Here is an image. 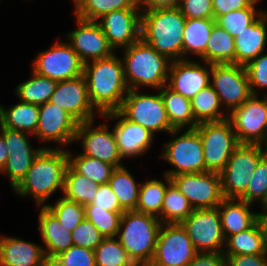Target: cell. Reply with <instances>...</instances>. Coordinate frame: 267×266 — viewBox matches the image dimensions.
Listing matches in <instances>:
<instances>
[{
  "label": "cell",
  "mask_w": 267,
  "mask_h": 266,
  "mask_svg": "<svg viewBox=\"0 0 267 266\" xmlns=\"http://www.w3.org/2000/svg\"><path fill=\"white\" fill-rule=\"evenodd\" d=\"M83 75L90 102L100 114L121 108L129 89L123 62L117 53L84 64Z\"/></svg>",
  "instance_id": "6da1fadb"
},
{
  "label": "cell",
  "mask_w": 267,
  "mask_h": 266,
  "mask_svg": "<svg viewBox=\"0 0 267 266\" xmlns=\"http://www.w3.org/2000/svg\"><path fill=\"white\" fill-rule=\"evenodd\" d=\"M68 166L66 149L43 148L34 159L25 178L13 190L21 198L32 197L35 205L46 206L55 192L64 190ZM47 202V203H46Z\"/></svg>",
  "instance_id": "7a4b0ae2"
},
{
  "label": "cell",
  "mask_w": 267,
  "mask_h": 266,
  "mask_svg": "<svg viewBox=\"0 0 267 266\" xmlns=\"http://www.w3.org/2000/svg\"><path fill=\"white\" fill-rule=\"evenodd\" d=\"M122 54L124 75L129 90L145 87L154 91L167 85L173 61L161 55L142 38L121 49Z\"/></svg>",
  "instance_id": "3957f363"
},
{
  "label": "cell",
  "mask_w": 267,
  "mask_h": 266,
  "mask_svg": "<svg viewBox=\"0 0 267 266\" xmlns=\"http://www.w3.org/2000/svg\"><path fill=\"white\" fill-rule=\"evenodd\" d=\"M141 11V38L170 60H182L186 18L180 9L174 7Z\"/></svg>",
  "instance_id": "277c9868"
},
{
  "label": "cell",
  "mask_w": 267,
  "mask_h": 266,
  "mask_svg": "<svg viewBox=\"0 0 267 266\" xmlns=\"http://www.w3.org/2000/svg\"><path fill=\"white\" fill-rule=\"evenodd\" d=\"M161 222L158 217L125 211L116 238L137 266H148L154 256Z\"/></svg>",
  "instance_id": "5b68a950"
},
{
  "label": "cell",
  "mask_w": 267,
  "mask_h": 266,
  "mask_svg": "<svg viewBox=\"0 0 267 266\" xmlns=\"http://www.w3.org/2000/svg\"><path fill=\"white\" fill-rule=\"evenodd\" d=\"M168 136L171 139L164 142L160 157L172 169H167L163 174L171 178L179 174L205 172L201 138L195 129H185V132L184 129L172 130Z\"/></svg>",
  "instance_id": "8992f818"
},
{
  "label": "cell",
  "mask_w": 267,
  "mask_h": 266,
  "mask_svg": "<svg viewBox=\"0 0 267 266\" xmlns=\"http://www.w3.org/2000/svg\"><path fill=\"white\" fill-rule=\"evenodd\" d=\"M267 151L259 144L240 143L220 172L224 198L240 199L247 190L253 171Z\"/></svg>",
  "instance_id": "52a82bcc"
},
{
  "label": "cell",
  "mask_w": 267,
  "mask_h": 266,
  "mask_svg": "<svg viewBox=\"0 0 267 266\" xmlns=\"http://www.w3.org/2000/svg\"><path fill=\"white\" fill-rule=\"evenodd\" d=\"M155 92L149 94L141 89L128 90L119 111L154 135L160 132L169 134L174 129L169 122L160 91Z\"/></svg>",
  "instance_id": "ba28073f"
},
{
  "label": "cell",
  "mask_w": 267,
  "mask_h": 266,
  "mask_svg": "<svg viewBox=\"0 0 267 266\" xmlns=\"http://www.w3.org/2000/svg\"><path fill=\"white\" fill-rule=\"evenodd\" d=\"M195 130L201 138L205 171L220 173L240 144L231 122L228 119L202 122L195 127Z\"/></svg>",
  "instance_id": "9c48e42d"
},
{
  "label": "cell",
  "mask_w": 267,
  "mask_h": 266,
  "mask_svg": "<svg viewBox=\"0 0 267 266\" xmlns=\"http://www.w3.org/2000/svg\"><path fill=\"white\" fill-rule=\"evenodd\" d=\"M49 49L39 51L31 62V69L37 74L54 81H64L83 75V66L71 45L59 36Z\"/></svg>",
  "instance_id": "30bf717a"
},
{
  "label": "cell",
  "mask_w": 267,
  "mask_h": 266,
  "mask_svg": "<svg viewBox=\"0 0 267 266\" xmlns=\"http://www.w3.org/2000/svg\"><path fill=\"white\" fill-rule=\"evenodd\" d=\"M210 85L228 114L252 95L246 68L238 64H212Z\"/></svg>",
  "instance_id": "8fae6325"
},
{
  "label": "cell",
  "mask_w": 267,
  "mask_h": 266,
  "mask_svg": "<svg viewBox=\"0 0 267 266\" xmlns=\"http://www.w3.org/2000/svg\"><path fill=\"white\" fill-rule=\"evenodd\" d=\"M197 252L223 253L224 237L218 207L194 209L181 223Z\"/></svg>",
  "instance_id": "7c38bea8"
},
{
  "label": "cell",
  "mask_w": 267,
  "mask_h": 266,
  "mask_svg": "<svg viewBox=\"0 0 267 266\" xmlns=\"http://www.w3.org/2000/svg\"><path fill=\"white\" fill-rule=\"evenodd\" d=\"M196 253L181 223L162 224L154 256L148 266H187Z\"/></svg>",
  "instance_id": "4fadbf2b"
},
{
  "label": "cell",
  "mask_w": 267,
  "mask_h": 266,
  "mask_svg": "<svg viewBox=\"0 0 267 266\" xmlns=\"http://www.w3.org/2000/svg\"><path fill=\"white\" fill-rule=\"evenodd\" d=\"M96 120L78 124L74 143H81L80 154L99 159L115 167L123 166L124 159L119 153L113 129L110 131V127L105 122L97 125Z\"/></svg>",
  "instance_id": "5bb4252c"
},
{
  "label": "cell",
  "mask_w": 267,
  "mask_h": 266,
  "mask_svg": "<svg viewBox=\"0 0 267 266\" xmlns=\"http://www.w3.org/2000/svg\"><path fill=\"white\" fill-rule=\"evenodd\" d=\"M193 209L216 208L225 199L221 176L217 172H195L171 177Z\"/></svg>",
  "instance_id": "9a60e30c"
},
{
  "label": "cell",
  "mask_w": 267,
  "mask_h": 266,
  "mask_svg": "<svg viewBox=\"0 0 267 266\" xmlns=\"http://www.w3.org/2000/svg\"><path fill=\"white\" fill-rule=\"evenodd\" d=\"M0 133L4 136L8 150V158L0 174L7 175L11 189L14 190L25 178L34 159L43 148H51L49 145L33 147L30 143V136L23 131H16L4 128L0 125Z\"/></svg>",
  "instance_id": "2e32d148"
},
{
  "label": "cell",
  "mask_w": 267,
  "mask_h": 266,
  "mask_svg": "<svg viewBox=\"0 0 267 266\" xmlns=\"http://www.w3.org/2000/svg\"><path fill=\"white\" fill-rule=\"evenodd\" d=\"M78 124L67 111L46 102L39 106V122L34 137L41 143H56L57 149H67L74 143Z\"/></svg>",
  "instance_id": "e0dca14e"
},
{
  "label": "cell",
  "mask_w": 267,
  "mask_h": 266,
  "mask_svg": "<svg viewBox=\"0 0 267 266\" xmlns=\"http://www.w3.org/2000/svg\"><path fill=\"white\" fill-rule=\"evenodd\" d=\"M267 118V96L251 95L241 106L228 114L239 143L258 144Z\"/></svg>",
  "instance_id": "ac0fdd59"
},
{
  "label": "cell",
  "mask_w": 267,
  "mask_h": 266,
  "mask_svg": "<svg viewBox=\"0 0 267 266\" xmlns=\"http://www.w3.org/2000/svg\"><path fill=\"white\" fill-rule=\"evenodd\" d=\"M75 22L76 29L69 31L66 38L83 64L108 58L115 53L96 21H87L75 16Z\"/></svg>",
  "instance_id": "d6986e66"
},
{
  "label": "cell",
  "mask_w": 267,
  "mask_h": 266,
  "mask_svg": "<svg viewBox=\"0 0 267 266\" xmlns=\"http://www.w3.org/2000/svg\"><path fill=\"white\" fill-rule=\"evenodd\" d=\"M49 102L67 111L78 123L101 117L90 102L84 75L57 82Z\"/></svg>",
  "instance_id": "ffe728a7"
},
{
  "label": "cell",
  "mask_w": 267,
  "mask_h": 266,
  "mask_svg": "<svg viewBox=\"0 0 267 266\" xmlns=\"http://www.w3.org/2000/svg\"><path fill=\"white\" fill-rule=\"evenodd\" d=\"M101 118L108 122L116 121L113 125V133L123 159L144 156L152 148L155 135L140 124L127 119L119 110L101 114Z\"/></svg>",
  "instance_id": "44dd1931"
},
{
  "label": "cell",
  "mask_w": 267,
  "mask_h": 266,
  "mask_svg": "<svg viewBox=\"0 0 267 266\" xmlns=\"http://www.w3.org/2000/svg\"><path fill=\"white\" fill-rule=\"evenodd\" d=\"M141 14V9H122L96 21L114 51L129 47L141 38Z\"/></svg>",
  "instance_id": "7402d4cb"
},
{
  "label": "cell",
  "mask_w": 267,
  "mask_h": 266,
  "mask_svg": "<svg viewBox=\"0 0 267 266\" xmlns=\"http://www.w3.org/2000/svg\"><path fill=\"white\" fill-rule=\"evenodd\" d=\"M210 75L211 64L202 60L173 61L167 86L191 100L200 90L210 85Z\"/></svg>",
  "instance_id": "603a6c76"
},
{
  "label": "cell",
  "mask_w": 267,
  "mask_h": 266,
  "mask_svg": "<svg viewBox=\"0 0 267 266\" xmlns=\"http://www.w3.org/2000/svg\"><path fill=\"white\" fill-rule=\"evenodd\" d=\"M0 266H49L43 244L0 234Z\"/></svg>",
  "instance_id": "cb8c5ba5"
},
{
  "label": "cell",
  "mask_w": 267,
  "mask_h": 266,
  "mask_svg": "<svg viewBox=\"0 0 267 266\" xmlns=\"http://www.w3.org/2000/svg\"><path fill=\"white\" fill-rule=\"evenodd\" d=\"M235 64L246 66L267 51V11L265 10L239 36L234 37Z\"/></svg>",
  "instance_id": "d4e9b609"
},
{
  "label": "cell",
  "mask_w": 267,
  "mask_h": 266,
  "mask_svg": "<svg viewBox=\"0 0 267 266\" xmlns=\"http://www.w3.org/2000/svg\"><path fill=\"white\" fill-rule=\"evenodd\" d=\"M38 230L46 258L50 262L56 255L66 251L73 245L71 232L66 230L58 218L46 207L40 206L38 211Z\"/></svg>",
  "instance_id": "484cf974"
},
{
  "label": "cell",
  "mask_w": 267,
  "mask_h": 266,
  "mask_svg": "<svg viewBox=\"0 0 267 266\" xmlns=\"http://www.w3.org/2000/svg\"><path fill=\"white\" fill-rule=\"evenodd\" d=\"M252 206L254 205L240 199L227 198L218 205L225 239L252 227L257 222V211H252Z\"/></svg>",
  "instance_id": "4316f807"
},
{
  "label": "cell",
  "mask_w": 267,
  "mask_h": 266,
  "mask_svg": "<svg viewBox=\"0 0 267 266\" xmlns=\"http://www.w3.org/2000/svg\"><path fill=\"white\" fill-rule=\"evenodd\" d=\"M216 24L215 19H186L182 60L189 59V55L206 62V46L211 35V30Z\"/></svg>",
  "instance_id": "83f0119b"
},
{
  "label": "cell",
  "mask_w": 267,
  "mask_h": 266,
  "mask_svg": "<svg viewBox=\"0 0 267 266\" xmlns=\"http://www.w3.org/2000/svg\"><path fill=\"white\" fill-rule=\"evenodd\" d=\"M39 122V105L18 101L2 106L0 103V125L4 128L35 135Z\"/></svg>",
  "instance_id": "f1b7e54d"
},
{
  "label": "cell",
  "mask_w": 267,
  "mask_h": 266,
  "mask_svg": "<svg viewBox=\"0 0 267 266\" xmlns=\"http://www.w3.org/2000/svg\"><path fill=\"white\" fill-rule=\"evenodd\" d=\"M171 127L174 130L195 129L191 100L173 91L167 85L159 89Z\"/></svg>",
  "instance_id": "f546056e"
},
{
  "label": "cell",
  "mask_w": 267,
  "mask_h": 266,
  "mask_svg": "<svg viewBox=\"0 0 267 266\" xmlns=\"http://www.w3.org/2000/svg\"><path fill=\"white\" fill-rule=\"evenodd\" d=\"M224 255L267 254V245L258 222L226 239Z\"/></svg>",
  "instance_id": "4dcf8cb0"
},
{
  "label": "cell",
  "mask_w": 267,
  "mask_h": 266,
  "mask_svg": "<svg viewBox=\"0 0 267 266\" xmlns=\"http://www.w3.org/2000/svg\"><path fill=\"white\" fill-rule=\"evenodd\" d=\"M191 107L198 124L228 119V113L222 107L219 96L211 85L200 90L191 99Z\"/></svg>",
  "instance_id": "1f68e13d"
},
{
  "label": "cell",
  "mask_w": 267,
  "mask_h": 266,
  "mask_svg": "<svg viewBox=\"0 0 267 266\" xmlns=\"http://www.w3.org/2000/svg\"><path fill=\"white\" fill-rule=\"evenodd\" d=\"M108 184L117 195L120 206L125 211L136 209L141 182L138 180L137 183V180L125 165L113 170Z\"/></svg>",
  "instance_id": "d6a6232c"
},
{
  "label": "cell",
  "mask_w": 267,
  "mask_h": 266,
  "mask_svg": "<svg viewBox=\"0 0 267 266\" xmlns=\"http://www.w3.org/2000/svg\"><path fill=\"white\" fill-rule=\"evenodd\" d=\"M74 15L87 21H97L109 12L140 9L139 0H72Z\"/></svg>",
  "instance_id": "836d02e7"
},
{
  "label": "cell",
  "mask_w": 267,
  "mask_h": 266,
  "mask_svg": "<svg viewBox=\"0 0 267 266\" xmlns=\"http://www.w3.org/2000/svg\"><path fill=\"white\" fill-rule=\"evenodd\" d=\"M163 180L152 178L141 182L135 211L156 217L161 215L165 191L172 182L166 174H163Z\"/></svg>",
  "instance_id": "e575fe53"
},
{
  "label": "cell",
  "mask_w": 267,
  "mask_h": 266,
  "mask_svg": "<svg viewBox=\"0 0 267 266\" xmlns=\"http://www.w3.org/2000/svg\"><path fill=\"white\" fill-rule=\"evenodd\" d=\"M31 71L30 78L16 86L15 94L19 101L40 106L49 102L55 91L57 81L41 76L33 70Z\"/></svg>",
  "instance_id": "d590c367"
},
{
  "label": "cell",
  "mask_w": 267,
  "mask_h": 266,
  "mask_svg": "<svg viewBox=\"0 0 267 266\" xmlns=\"http://www.w3.org/2000/svg\"><path fill=\"white\" fill-rule=\"evenodd\" d=\"M206 62L211 65L235 64L234 37L217 24L212 28L206 46Z\"/></svg>",
  "instance_id": "8d00e7d4"
},
{
  "label": "cell",
  "mask_w": 267,
  "mask_h": 266,
  "mask_svg": "<svg viewBox=\"0 0 267 266\" xmlns=\"http://www.w3.org/2000/svg\"><path fill=\"white\" fill-rule=\"evenodd\" d=\"M193 207L176 185L171 182L165 191L161 215V224L182 223L192 212Z\"/></svg>",
  "instance_id": "74e56055"
},
{
  "label": "cell",
  "mask_w": 267,
  "mask_h": 266,
  "mask_svg": "<svg viewBox=\"0 0 267 266\" xmlns=\"http://www.w3.org/2000/svg\"><path fill=\"white\" fill-rule=\"evenodd\" d=\"M68 165L76 172L84 175L88 179L97 184H106L111 178L113 170L116 168L113 165L102 162L99 159L81 155H74V152L67 149Z\"/></svg>",
  "instance_id": "f35d334b"
},
{
  "label": "cell",
  "mask_w": 267,
  "mask_h": 266,
  "mask_svg": "<svg viewBox=\"0 0 267 266\" xmlns=\"http://www.w3.org/2000/svg\"><path fill=\"white\" fill-rule=\"evenodd\" d=\"M98 185L84 175L76 173L69 165L65 172L63 195L66 199L77 202L83 206L90 204L96 193Z\"/></svg>",
  "instance_id": "ab89813d"
},
{
  "label": "cell",
  "mask_w": 267,
  "mask_h": 266,
  "mask_svg": "<svg viewBox=\"0 0 267 266\" xmlns=\"http://www.w3.org/2000/svg\"><path fill=\"white\" fill-rule=\"evenodd\" d=\"M261 1L255 0L249 7L219 16L215 20L216 24L232 37L239 36V33L250 26L265 11L257 6Z\"/></svg>",
  "instance_id": "60d3db41"
},
{
  "label": "cell",
  "mask_w": 267,
  "mask_h": 266,
  "mask_svg": "<svg viewBox=\"0 0 267 266\" xmlns=\"http://www.w3.org/2000/svg\"><path fill=\"white\" fill-rule=\"evenodd\" d=\"M96 266H137L116 237H107L94 250Z\"/></svg>",
  "instance_id": "b9f144b4"
},
{
  "label": "cell",
  "mask_w": 267,
  "mask_h": 266,
  "mask_svg": "<svg viewBox=\"0 0 267 266\" xmlns=\"http://www.w3.org/2000/svg\"><path fill=\"white\" fill-rule=\"evenodd\" d=\"M46 204V207L58 218L62 226L72 232L77 225L85 219L84 206L66 199L64 196L54 202Z\"/></svg>",
  "instance_id": "7bdbcfd3"
},
{
  "label": "cell",
  "mask_w": 267,
  "mask_h": 266,
  "mask_svg": "<svg viewBox=\"0 0 267 266\" xmlns=\"http://www.w3.org/2000/svg\"><path fill=\"white\" fill-rule=\"evenodd\" d=\"M85 219L90 221L105 237H116L124 212H110L95 205H85Z\"/></svg>",
  "instance_id": "ee69618b"
},
{
  "label": "cell",
  "mask_w": 267,
  "mask_h": 266,
  "mask_svg": "<svg viewBox=\"0 0 267 266\" xmlns=\"http://www.w3.org/2000/svg\"><path fill=\"white\" fill-rule=\"evenodd\" d=\"M267 194V154L253 171L246 193L240 200L252 205L260 204ZM256 202V203H255ZM254 203V204H253Z\"/></svg>",
  "instance_id": "f6af8a7d"
},
{
  "label": "cell",
  "mask_w": 267,
  "mask_h": 266,
  "mask_svg": "<svg viewBox=\"0 0 267 266\" xmlns=\"http://www.w3.org/2000/svg\"><path fill=\"white\" fill-rule=\"evenodd\" d=\"M49 266H96L95 252L72 245L66 251L56 255Z\"/></svg>",
  "instance_id": "bcb514c9"
},
{
  "label": "cell",
  "mask_w": 267,
  "mask_h": 266,
  "mask_svg": "<svg viewBox=\"0 0 267 266\" xmlns=\"http://www.w3.org/2000/svg\"><path fill=\"white\" fill-rule=\"evenodd\" d=\"M249 85L252 95L267 96V53L260 54L257 58L249 62L246 66ZM262 89V90H261ZM265 91V92H263Z\"/></svg>",
  "instance_id": "7dc6e473"
},
{
  "label": "cell",
  "mask_w": 267,
  "mask_h": 266,
  "mask_svg": "<svg viewBox=\"0 0 267 266\" xmlns=\"http://www.w3.org/2000/svg\"><path fill=\"white\" fill-rule=\"evenodd\" d=\"M73 245L94 251L105 238L87 219L82 220L71 232Z\"/></svg>",
  "instance_id": "c3c4849f"
},
{
  "label": "cell",
  "mask_w": 267,
  "mask_h": 266,
  "mask_svg": "<svg viewBox=\"0 0 267 266\" xmlns=\"http://www.w3.org/2000/svg\"><path fill=\"white\" fill-rule=\"evenodd\" d=\"M178 8L186 19H214L213 0H179Z\"/></svg>",
  "instance_id": "681fc988"
},
{
  "label": "cell",
  "mask_w": 267,
  "mask_h": 266,
  "mask_svg": "<svg viewBox=\"0 0 267 266\" xmlns=\"http://www.w3.org/2000/svg\"><path fill=\"white\" fill-rule=\"evenodd\" d=\"M87 205H95V208L110 212H125L120 206L117 195L112 191L108 183L98 185V192L93 201Z\"/></svg>",
  "instance_id": "f907efd6"
},
{
  "label": "cell",
  "mask_w": 267,
  "mask_h": 266,
  "mask_svg": "<svg viewBox=\"0 0 267 266\" xmlns=\"http://www.w3.org/2000/svg\"><path fill=\"white\" fill-rule=\"evenodd\" d=\"M255 0H213L214 19L231 11L249 7Z\"/></svg>",
  "instance_id": "816d5d0a"
},
{
  "label": "cell",
  "mask_w": 267,
  "mask_h": 266,
  "mask_svg": "<svg viewBox=\"0 0 267 266\" xmlns=\"http://www.w3.org/2000/svg\"><path fill=\"white\" fill-rule=\"evenodd\" d=\"M224 256L228 266H267V254Z\"/></svg>",
  "instance_id": "f5cc1de1"
},
{
  "label": "cell",
  "mask_w": 267,
  "mask_h": 266,
  "mask_svg": "<svg viewBox=\"0 0 267 266\" xmlns=\"http://www.w3.org/2000/svg\"><path fill=\"white\" fill-rule=\"evenodd\" d=\"M187 266H228L223 253L197 252Z\"/></svg>",
  "instance_id": "db71d44e"
},
{
  "label": "cell",
  "mask_w": 267,
  "mask_h": 266,
  "mask_svg": "<svg viewBox=\"0 0 267 266\" xmlns=\"http://www.w3.org/2000/svg\"><path fill=\"white\" fill-rule=\"evenodd\" d=\"M141 10L178 7L179 0H139Z\"/></svg>",
  "instance_id": "11a10c76"
},
{
  "label": "cell",
  "mask_w": 267,
  "mask_h": 266,
  "mask_svg": "<svg viewBox=\"0 0 267 266\" xmlns=\"http://www.w3.org/2000/svg\"><path fill=\"white\" fill-rule=\"evenodd\" d=\"M257 222L260 225L265 243L267 245V210H262L261 212L259 211L257 212Z\"/></svg>",
  "instance_id": "9f6ffc18"
},
{
  "label": "cell",
  "mask_w": 267,
  "mask_h": 266,
  "mask_svg": "<svg viewBox=\"0 0 267 266\" xmlns=\"http://www.w3.org/2000/svg\"><path fill=\"white\" fill-rule=\"evenodd\" d=\"M8 155L9 154L4 140V136L0 133V172L3 170L6 164Z\"/></svg>",
  "instance_id": "6f0895ef"
},
{
  "label": "cell",
  "mask_w": 267,
  "mask_h": 266,
  "mask_svg": "<svg viewBox=\"0 0 267 266\" xmlns=\"http://www.w3.org/2000/svg\"><path fill=\"white\" fill-rule=\"evenodd\" d=\"M258 144L267 151V118H266V124L264 126L263 138Z\"/></svg>",
  "instance_id": "680465c9"
},
{
  "label": "cell",
  "mask_w": 267,
  "mask_h": 266,
  "mask_svg": "<svg viewBox=\"0 0 267 266\" xmlns=\"http://www.w3.org/2000/svg\"><path fill=\"white\" fill-rule=\"evenodd\" d=\"M259 208H260V211L261 210H267V194H266L265 198L263 199V201L259 204Z\"/></svg>",
  "instance_id": "91938a15"
}]
</instances>
